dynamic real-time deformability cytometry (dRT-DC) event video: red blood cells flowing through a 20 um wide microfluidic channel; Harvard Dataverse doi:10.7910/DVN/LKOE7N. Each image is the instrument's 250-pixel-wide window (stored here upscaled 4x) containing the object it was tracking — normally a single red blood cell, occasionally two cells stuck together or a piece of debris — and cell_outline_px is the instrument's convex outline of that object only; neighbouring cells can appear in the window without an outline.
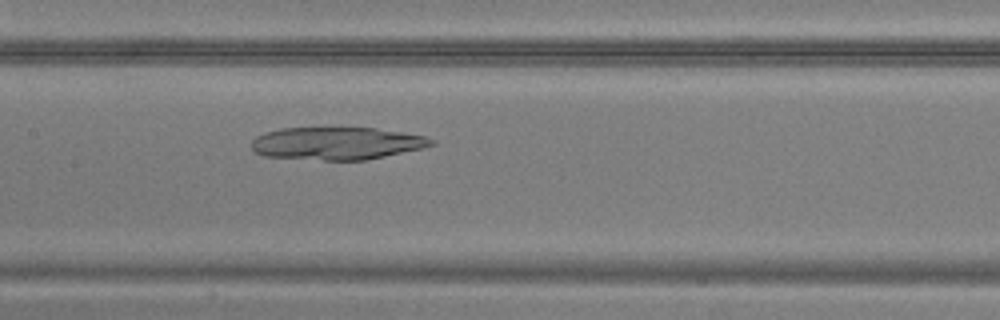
{"species": "common noctule bat (a hibernating species)", "species_latin": "Nyctalus noctula", "temperature_condition": "warm", "stored_images_in_passage": 34, "camera_frame_rate_fps": 3000, "um_per_image_px": 0.085, "animal": {"sex": "male", "body_mass_g": 20.5, "forearm_length_mm": 52.5}, "frame": {"image": 1, "passage_image": 18, "time_ms": 5.667, "image_size_px": [1000, 320], "cell_outline_px": [[436, 144], [424, 148], [364, 160], [324, 160], [264, 156], [256, 152], [252, 148], [252, 140], [256, 136], [264, 132], [280, 128], [376, 128], [424, 136], [436, 140]], "centroid_in_image_um": [28.63, 12.18], "position_along_channel_um": 178.8, "area_um2": 34.1}}
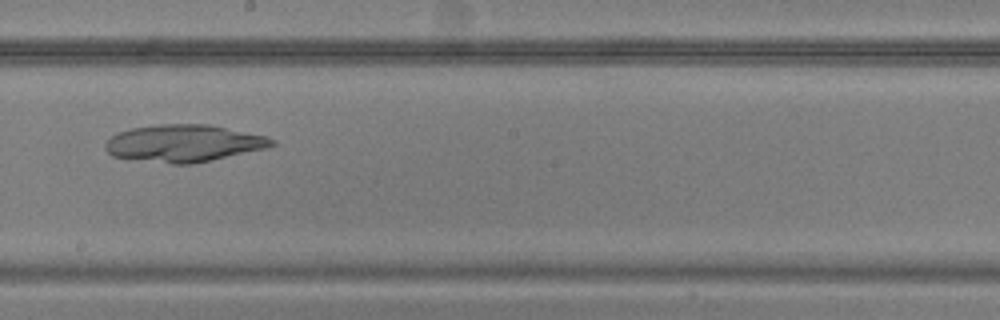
{"frame": {"image": 2, "passage_image": 22, "time_ms": 7.0, "image_size_px": [1000, 320], "cell_outline_px": [[276, 144], [268, 148], [212, 160], [192, 164], [172, 164], [112, 156], [104, 148], [104, 144], [112, 136], [120, 132], [132, 128], [152, 124], [208, 124], [264, 136], [276, 140]], "centroid_in_image_um": [15.63, 12.18], "position_along_channel_um": 232.6, "area_um2": 35.95}}
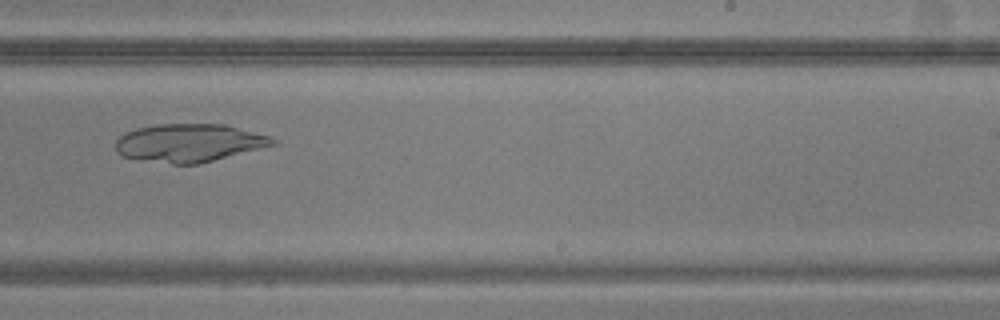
{"frame": {"image": 3, "passage_image": 25, "time_ms": 8.0, "image_size_px": [1000, 320], "cell_outline_px": [[276, 144], [200, 164], [172, 164], [140, 160], [120, 156], [116, 152], [116, 140], [120, 136], [136, 128], [160, 124], [224, 124], [268, 136], [276, 140]], "centroid_in_image_um": [16.03, 12.16], "position_along_channel_um": 273.0, "area_um2": 34.74}}